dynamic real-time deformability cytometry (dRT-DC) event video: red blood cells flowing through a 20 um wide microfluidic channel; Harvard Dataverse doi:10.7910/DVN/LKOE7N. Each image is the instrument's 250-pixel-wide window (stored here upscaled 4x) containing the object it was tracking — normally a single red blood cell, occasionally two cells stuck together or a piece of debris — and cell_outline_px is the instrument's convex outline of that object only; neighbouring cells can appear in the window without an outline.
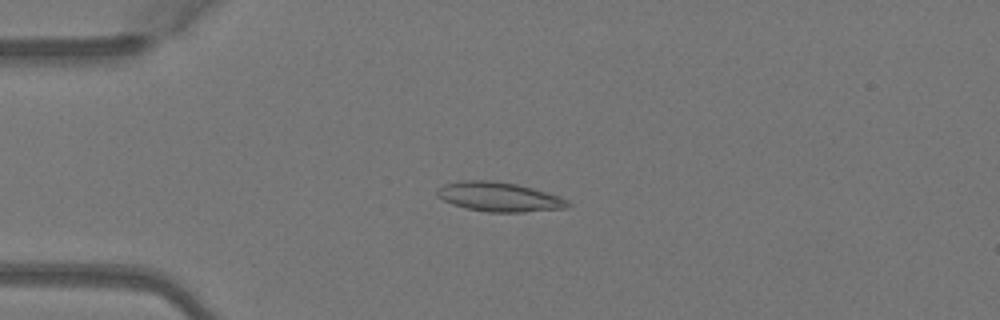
{"species": "Egyptian fruit bat (a non-hibernating species)", "species_latin": "Rousettus aegyptiacus", "temperature_condition": "warm", "stored_images_in_passage": 5, "camera_frame_rate_fps": 3000, "um_per_image_px": 0.085, "animal": {"sex": "female"}, "frame": {"image": 1, "passage_image": 4, "time_ms": 1.0, "image_size_px": [1000, 320], "cell_outline_px": [[572, 204], [564, 208], [524, 212], [488, 212], [464, 208], [452, 204], [436, 196], [436, 188], [444, 184], [460, 180], [488, 180], [516, 184], [532, 188], [560, 196], [568, 200]], "centroid_in_image_um": [42.38, 16.73], "position_along_channel_um": 42.6, "area_um2": 22.48}}